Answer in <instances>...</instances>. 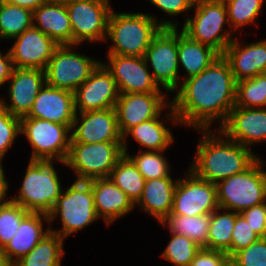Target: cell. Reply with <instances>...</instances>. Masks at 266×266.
<instances>
[{"instance_id": "6da1fadb", "label": "cell", "mask_w": 266, "mask_h": 266, "mask_svg": "<svg viewBox=\"0 0 266 266\" xmlns=\"http://www.w3.org/2000/svg\"><path fill=\"white\" fill-rule=\"evenodd\" d=\"M236 83L228 61L220 55L200 74L183 81L170 104L168 120L200 132L218 119L221 126L235 106Z\"/></svg>"}, {"instance_id": "7a4b0ae2", "label": "cell", "mask_w": 266, "mask_h": 266, "mask_svg": "<svg viewBox=\"0 0 266 266\" xmlns=\"http://www.w3.org/2000/svg\"><path fill=\"white\" fill-rule=\"evenodd\" d=\"M202 133L205 136L199 141L190 170L205 181L217 184L244 172L259 158L246 146L228 138L223 140L220 135L217 138L209 129H202Z\"/></svg>"}, {"instance_id": "3957f363", "label": "cell", "mask_w": 266, "mask_h": 266, "mask_svg": "<svg viewBox=\"0 0 266 266\" xmlns=\"http://www.w3.org/2000/svg\"><path fill=\"white\" fill-rule=\"evenodd\" d=\"M177 22H158L143 13H110L107 36L112 40L108 54L144 57L153 38L162 28H177Z\"/></svg>"}, {"instance_id": "277c9868", "label": "cell", "mask_w": 266, "mask_h": 266, "mask_svg": "<svg viewBox=\"0 0 266 266\" xmlns=\"http://www.w3.org/2000/svg\"><path fill=\"white\" fill-rule=\"evenodd\" d=\"M53 159H31L18 197L10 199L28 212L49 214L62 194Z\"/></svg>"}, {"instance_id": "5b68a950", "label": "cell", "mask_w": 266, "mask_h": 266, "mask_svg": "<svg viewBox=\"0 0 266 266\" xmlns=\"http://www.w3.org/2000/svg\"><path fill=\"white\" fill-rule=\"evenodd\" d=\"M264 165L258 158L244 172L219 181L216 184L219 208L224 212L231 210L241 213L266 202V171L262 169Z\"/></svg>"}, {"instance_id": "8992f818", "label": "cell", "mask_w": 266, "mask_h": 266, "mask_svg": "<svg viewBox=\"0 0 266 266\" xmlns=\"http://www.w3.org/2000/svg\"><path fill=\"white\" fill-rule=\"evenodd\" d=\"M59 213L62 230H52L51 227L49 229L63 239L98 220L91 184L88 181L76 180L65 192H62L48 214L50 224Z\"/></svg>"}, {"instance_id": "52a82bcc", "label": "cell", "mask_w": 266, "mask_h": 266, "mask_svg": "<svg viewBox=\"0 0 266 266\" xmlns=\"http://www.w3.org/2000/svg\"><path fill=\"white\" fill-rule=\"evenodd\" d=\"M195 17H188L182 31L191 39L206 44L222 55L232 42L230 32H222L228 24L227 8L223 0H195Z\"/></svg>"}, {"instance_id": "ba28073f", "label": "cell", "mask_w": 266, "mask_h": 266, "mask_svg": "<svg viewBox=\"0 0 266 266\" xmlns=\"http://www.w3.org/2000/svg\"><path fill=\"white\" fill-rule=\"evenodd\" d=\"M123 142H70L66 166L77 174L78 181L109 178L118 160L124 155Z\"/></svg>"}, {"instance_id": "9c48e42d", "label": "cell", "mask_w": 266, "mask_h": 266, "mask_svg": "<svg viewBox=\"0 0 266 266\" xmlns=\"http://www.w3.org/2000/svg\"><path fill=\"white\" fill-rule=\"evenodd\" d=\"M72 125L50 122L32 117L20 118V133L32 145L31 159H57L65 164L68 157ZM55 157V158H54Z\"/></svg>"}, {"instance_id": "30bf717a", "label": "cell", "mask_w": 266, "mask_h": 266, "mask_svg": "<svg viewBox=\"0 0 266 266\" xmlns=\"http://www.w3.org/2000/svg\"><path fill=\"white\" fill-rule=\"evenodd\" d=\"M72 45H59L45 69L46 84L74 92L99 65L83 54L73 53Z\"/></svg>"}, {"instance_id": "8fae6325", "label": "cell", "mask_w": 266, "mask_h": 266, "mask_svg": "<svg viewBox=\"0 0 266 266\" xmlns=\"http://www.w3.org/2000/svg\"><path fill=\"white\" fill-rule=\"evenodd\" d=\"M144 59L151 64L158 86L167 92L177 90L180 84L177 28H162L147 48Z\"/></svg>"}, {"instance_id": "7c38bea8", "label": "cell", "mask_w": 266, "mask_h": 266, "mask_svg": "<svg viewBox=\"0 0 266 266\" xmlns=\"http://www.w3.org/2000/svg\"><path fill=\"white\" fill-rule=\"evenodd\" d=\"M109 0H72L67 12L73 33V46L85 40H107L108 20L112 9Z\"/></svg>"}, {"instance_id": "4fadbf2b", "label": "cell", "mask_w": 266, "mask_h": 266, "mask_svg": "<svg viewBox=\"0 0 266 266\" xmlns=\"http://www.w3.org/2000/svg\"><path fill=\"white\" fill-rule=\"evenodd\" d=\"M188 172L185 179L177 180L170 214L192 217L218 209L216 184L199 178L191 170Z\"/></svg>"}, {"instance_id": "5bb4252c", "label": "cell", "mask_w": 266, "mask_h": 266, "mask_svg": "<svg viewBox=\"0 0 266 266\" xmlns=\"http://www.w3.org/2000/svg\"><path fill=\"white\" fill-rule=\"evenodd\" d=\"M118 96L112 73L100 62L89 78L74 91L75 111L78 114V111L82 113L114 108Z\"/></svg>"}, {"instance_id": "9a60e30c", "label": "cell", "mask_w": 266, "mask_h": 266, "mask_svg": "<svg viewBox=\"0 0 266 266\" xmlns=\"http://www.w3.org/2000/svg\"><path fill=\"white\" fill-rule=\"evenodd\" d=\"M165 96L162 92L119 93L114 108L120 134L124 136L133 126L156 118L164 107L170 109L171 103L164 101Z\"/></svg>"}, {"instance_id": "2e32d148", "label": "cell", "mask_w": 266, "mask_h": 266, "mask_svg": "<svg viewBox=\"0 0 266 266\" xmlns=\"http://www.w3.org/2000/svg\"><path fill=\"white\" fill-rule=\"evenodd\" d=\"M106 68L112 73L119 93L161 92L144 57L108 54Z\"/></svg>"}, {"instance_id": "e0dca14e", "label": "cell", "mask_w": 266, "mask_h": 266, "mask_svg": "<svg viewBox=\"0 0 266 266\" xmlns=\"http://www.w3.org/2000/svg\"><path fill=\"white\" fill-rule=\"evenodd\" d=\"M217 132L247 148L256 142H265L266 108L234 106Z\"/></svg>"}, {"instance_id": "ac0fdd59", "label": "cell", "mask_w": 266, "mask_h": 266, "mask_svg": "<svg viewBox=\"0 0 266 266\" xmlns=\"http://www.w3.org/2000/svg\"><path fill=\"white\" fill-rule=\"evenodd\" d=\"M15 38L9 54L16 68L45 70L54 50L59 46L34 26Z\"/></svg>"}, {"instance_id": "d6986e66", "label": "cell", "mask_w": 266, "mask_h": 266, "mask_svg": "<svg viewBox=\"0 0 266 266\" xmlns=\"http://www.w3.org/2000/svg\"><path fill=\"white\" fill-rule=\"evenodd\" d=\"M79 114L81 115V123L79 126L77 125L79 118L76 113L71 127V142H123L115 108L86 111Z\"/></svg>"}, {"instance_id": "ffe728a7", "label": "cell", "mask_w": 266, "mask_h": 266, "mask_svg": "<svg viewBox=\"0 0 266 266\" xmlns=\"http://www.w3.org/2000/svg\"><path fill=\"white\" fill-rule=\"evenodd\" d=\"M9 80L11 103L7 105L0 99V106L13 116L25 117L29 114L39 90L46 83L45 70L14 67Z\"/></svg>"}, {"instance_id": "44dd1931", "label": "cell", "mask_w": 266, "mask_h": 266, "mask_svg": "<svg viewBox=\"0 0 266 266\" xmlns=\"http://www.w3.org/2000/svg\"><path fill=\"white\" fill-rule=\"evenodd\" d=\"M75 115L74 92L51 87L45 83L25 117L72 125Z\"/></svg>"}, {"instance_id": "7402d4cb", "label": "cell", "mask_w": 266, "mask_h": 266, "mask_svg": "<svg viewBox=\"0 0 266 266\" xmlns=\"http://www.w3.org/2000/svg\"><path fill=\"white\" fill-rule=\"evenodd\" d=\"M222 55L236 82L266 73V40L240 48L238 41L233 39Z\"/></svg>"}, {"instance_id": "603a6c76", "label": "cell", "mask_w": 266, "mask_h": 266, "mask_svg": "<svg viewBox=\"0 0 266 266\" xmlns=\"http://www.w3.org/2000/svg\"><path fill=\"white\" fill-rule=\"evenodd\" d=\"M94 195V207L98 217L110 225L125 216L135 205L128 196L110 179L96 178L88 181Z\"/></svg>"}, {"instance_id": "cb8c5ba5", "label": "cell", "mask_w": 266, "mask_h": 266, "mask_svg": "<svg viewBox=\"0 0 266 266\" xmlns=\"http://www.w3.org/2000/svg\"><path fill=\"white\" fill-rule=\"evenodd\" d=\"M33 26L57 44L73 46V33L66 6L47 3L39 6L33 11Z\"/></svg>"}, {"instance_id": "d4e9b609", "label": "cell", "mask_w": 266, "mask_h": 266, "mask_svg": "<svg viewBox=\"0 0 266 266\" xmlns=\"http://www.w3.org/2000/svg\"><path fill=\"white\" fill-rule=\"evenodd\" d=\"M42 218L49 222L48 214L30 212L21 221L13 238L2 249L13 263L27 255L49 233L50 229L43 231Z\"/></svg>"}, {"instance_id": "484cf974", "label": "cell", "mask_w": 266, "mask_h": 266, "mask_svg": "<svg viewBox=\"0 0 266 266\" xmlns=\"http://www.w3.org/2000/svg\"><path fill=\"white\" fill-rule=\"evenodd\" d=\"M176 185L177 181L173 182L170 175L146 180L137 203L161 223L172 211Z\"/></svg>"}, {"instance_id": "4316f807", "label": "cell", "mask_w": 266, "mask_h": 266, "mask_svg": "<svg viewBox=\"0 0 266 266\" xmlns=\"http://www.w3.org/2000/svg\"><path fill=\"white\" fill-rule=\"evenodd\" d=\"M219 56L212 47L191 39L182 30L178 32V61L186 70L185 79L200 74Z\"/></svg>"}, {"instance_id": "83f0119b", "label": "cell", "mask_w": 266, "mask_h": 266, "mask_svg": "<svg viewBox=\"0 0 266 266\" xmlns=\"http://www.w3.org/2000/svg\"><path fill=\"white\" fill-rule=\"evenodd\" d=\"M159 116L144 121L130 128L123 136L122 149L124 154H128L126 147V137L130 134L132 137L149 151H164L172 144L173 137L170 129L163 125L159 120Z\"/></svg>"}, {"instance_id": "f1b7e54d", "label": "cell", "mask_w": 266, "mask_h": 266, "mask_svg": "<svg viewBox=\"0 0 266 266\" xmlns=\"http://www.w3.org/2000/svg\"><path fill=\"white\" fill-rule=\"evenodd\" d=\"M63 238L49 231L42 240L14 266H61V257L65 253Z\"/></svg>"}, {"instance_id": "f546056e", "label": "cell", "mask_w": 266, "mask_h": 266, "mask_svg": "<svg viewBox=\"0 0 266 266\" xmlns=\"http://www.w3.org/2000/svg\"><path fill=\"white\" fill-rule=\"evenodd\" d=\"M168 226L171 232L186 236L201 248L207 249L208 230L211 224V213L197 216L169 214L160 224Z\"/></svg>"}, {"instance_id": "4dcf8cb0", "label": "cell", "mask_w": 266, "mask_h": 266, "mask_svg": "<svg viewBox=\"0 0 266 266\" xmlns=\"http://www.w3.org/2000/svg\"><path fill=\"white\" fill-rule=\"evenodd\" d=\"M109 178L128 196L134 205L138 202L146 180L126 154L118 160Z\"/></svg>"}, {"instance_id": "1f68e13d", "label": "cell", "mask_w": 266, "mask_h": 266, "mask_svg": "<svg viewBox=\"0 0 266 266\" xmlns=\"http://www.w3.org/2000/svg\"><path fill=\"white\" fill-rule=\"evenodd\" d=\"M218 208L211 213V224L208 230L207 249L225 252L231 258L232 232L236 212L219 213Z\"/></svg>"}, {"instance_id": "d6a6232c", "label": "cell", "mask_w": 266, "mask_h": 266, "mask_svg": "<svg viewBox=\"0 0 266 266\" xmlns=\"http://www.w3.org/2000/svg\"><path fill=\"white\" fill-rule=\"evenodd\" d=\"M33 26V12L0 0V38L15 39Z\"/></svg>"}, {"instance_id": "836d02e7", "label": "cell", "mask_w": 266, "mask_h": 266, "mask_svg": "<svg viewBox=\"0 0 266 266\" xmlns=\"http://www.w3.org/2000/svg\"><path fill=\"white\" fill-rule=\"evenodd\" d=\"M235 106L244 108L266 106V73L236 83Z\"/></svg>"}, {"instance_id": "e575fe53", "label": "cell", "mask_w": 266, "mask_h": 266, "mask_svg": "<svg viewBox=\"0 0 266 266\" xmlns=\"http://www.w3.org/2000/svg\"><path fill=\"white\" fill-rule=\"evenodd\" d=\"M26 209L11 200H0V249L13 238L21 221L29 214Z\"/></svg>"}, {"instance_id": "d590c367", "label": "cell", "mask_w": 266, "mask_h": 266, "mask_svg": "<svg viewBox=\"0 0 266 266\" xmlns=\"http://www.w3.org/2000/svg\"><path fill=\"white\" fill-rule=\"evenodd\" d=\"M164 151H149L141 150L136 156H129L132 162L136 165L138 171L142 174L145 180L158 179L168 177L169 163L166 161L163 154Z\"/></svg>"}, {"instance_id": "8d00e7d4", "label": "cell", "mask_w": 266, "mask_h": 266, "mask_svg": "<svg viewBox=\"0 0 266 266\" xmlns=\"http://www.w3.org/2000/svg\"><path fill=\"white\" fill-rule=\"evenodd\" d=\"M172 238L165 248L162 257L174 266H190L196 253L201 249L190 238L171 232Z\"/></svg>"}, {"instance_id": "74e56055", "label": "cell", "mask_w": 266, "mask_h": 266, "mask_svg": "<svg viewBox=\"0 0 266 266\" xmlns=\"http://www.w3.org/2000/svg\"><path fill=\"white\" fill-rule=\"evenodd\" d=\"M228 15L229 25L232 28L248 25L257 19L258 14L262 10L264 0H223ZM231 23V24H230Z\"/></svg>"}, {"instance_id": "f35d334b", "label": "cell", "mask_w": 266, "mask_h": 266, "mask_svg": "<svg viewBox=\"0 0 266 266\" xmlns=\"http://www.w3.org/2000/svg\"><path fill=\"white\" fill-rule=\"evenodd\" d=\"M230 262L234 266H266V238H260L236 252Z\"/></svg>"}, {"instance_id": "ab89813d", "label": "cell", "mask_w": 266, "mask_h": 266, "mask_svg": "<svg viewBox=\"0 0 266 266\" xmlns=\"http://www.w3.org/2000/svg\"><path fill=\"white\" fill-rule=\"evenodd\" d=\"M20 133V118L0 106V160Z\"/></svg>"}, {"instance_id": "60d3db41", "label": "cell", "mask_w": 266, "mask_h": 266, "mask_svg": "<svg viewBox=\"0 0 266 266\" xmlns=\"http://www.w3.org/2000/svg\"><path fill=\"white\" fill-rule=\"evenodd\" d=\"M247 220L236 213L235 225L232 232L231 257L238 251L258 241L261 237L254 232Z\"/></svg>"}, {"instance_id": "b9f144b4", "label": "cell", "mask_w": 266, "mask_h": 266, "mask_svg": "<svg viewBox=\"0 0 266 266\" xmlns=\"http://www.w3.org/2000/svg\"><path fill=\"white\" fill-rule=\"evenodd\" d=\"M261 238H266V203L250 207L240 213Z\"/></svg>"}, {"instance_id": "7bdbcfd3", "label": "cell", "mask_w": 266, "mask_h": 266, "mask_svg": "<svg viewBox=\"0 0 266 266\" xmlns=\"http://www.w3.org/2000/svg\"><path fill=\"white\" fill-rule=\"evenodd\" d=\"M229 262L230 257L225 252L201 248L190 266H226Z\"/></svg>"}, {"instance_id": "ee69618b", "label": "cell", "mask_w": 266, "mask_h": 266, "mask_svg": "<svg viewBox=\"0 0 266 266\" xmlns=\"http://www.w3.org/2000/svg\"><path fill=\"white\" fill-rule=\"evenodd\" d=\"M169 16H176L193 8L195 0H149Z\"/></svg>"}, {"instance_id": "f6af8a7d", "label": "cell", "mask_w": 266, "mask_h": 266, "mask_svg": "<svg viewBox=\"0 0 266 266\" xmlns=\"http://www.w3.org/2000/svg\"><path fill=\"white\" fill-rule=\"evenodd\" d=\"M13 69L14 65L9 51L5 55L0 52V87L9 80Z\"/></svg>"}, {"instance_id": "bcb514c9", "label": "cell", "mask_w": 266, "mask_h": 266, "mask_svg": "<svg viewBox=\"0 0 266 266\" xmlns=\"http://www.w3.org/2000/svg\"><path fill=\"white\" fill-rule=\"evenodd\" d=\"M4 2L23 7L31 10L32 12L37 9L39 6L46 3V0H3Z\"/></svg>"}, {"instance_id": "7dc6e473", "label": "cell", "mask_w": 266, "mask_h": 266, "mask_svg": "<svg viewBox=\"0 0 266 266\" xmlns=\"http://www.w3.org/2000/svg\"><path fill=\"white\" fill-rule=\"evenodd\" d=\"M8 183L5 179V174L2 167V161L0 160V200L5 199Z\"/></svg>"}, {"instance_id": "c3c4849f", "label": "cell", "mask_w": 266, "mask_h": 266, "mask_svg": "<svg viewBox=\"0 0 266 266\" xmlns=\"http://www.w3.org/2000/svg\"><path fill=\"white\" fill-rule=\"evenodd\" d=\"M0 266H14V263L8 256L0 249Z\"/></svg>"}, {"instance_id": "681fc988", "label": "cell", "mask_w": 266, "mask_h": 266, "mask_svg": "<svg viewBox=\"0 0 266 266\" xmlns=\"http://www.w3.org/2000/svg\"><path fill=\"white\" fill-rule=\"evenodd\" d=\"M71 1L72 0H46V3L67 6Z\"/></svg>"}, {"instance_id": "f907efd6", "label": "cell", "mask_w": 266, "mask_h": 266, "mask_svg": "<svg viewBox=\"0 0 266 266\" xmlns=\"http://www.w3.org/2000/svg\"><path fill=\"white\" fill-rule=\"evenodd\" d=\"M226 266H234L231 262H229Z\"/></svg>"}]
</instances>
